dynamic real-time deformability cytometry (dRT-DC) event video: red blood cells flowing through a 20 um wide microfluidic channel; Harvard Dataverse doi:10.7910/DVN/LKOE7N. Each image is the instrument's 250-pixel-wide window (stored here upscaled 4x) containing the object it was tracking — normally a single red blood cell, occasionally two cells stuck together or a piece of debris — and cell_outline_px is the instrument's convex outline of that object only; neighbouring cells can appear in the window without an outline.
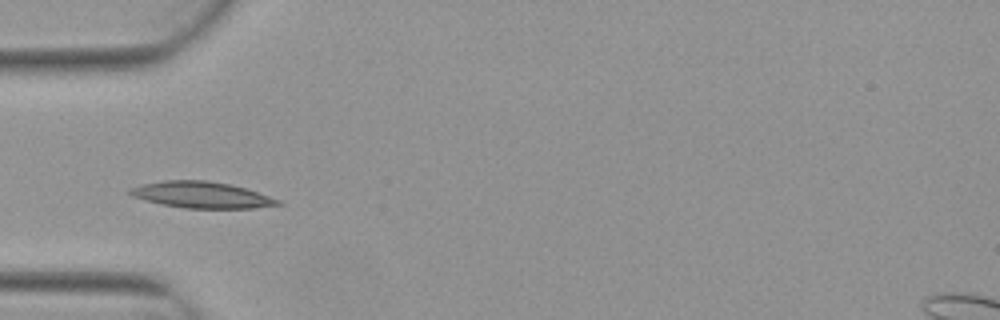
{"species": "Egyptian fruit bat (a non-hibernating species)", "species_latin": "Rousettus aegyptiacus", "temperature_condition": "warm", "stored_images_in_passage": 7, "camera_frame_rate_fps": 3000, "um_per_image_px": 0.085, "animal": {"sex": "female"}, "frame": {"image": 1, "passage_image": 4, "time_ms": 1.0, "image_size_px": [1000, 320], "cell_outline_px": [[284, 204], [252, 208], [184, 208], [144, 200], [132, 196], [128, 192], [128, 188], [140, 184], [164, 180], [208, 180], [228, 184], [244, 188], [280, 200]], "centroid_in_image_um": [17.08, 16.56], "position_along_channel_um": 67.9, "area_um2": 22.54}}
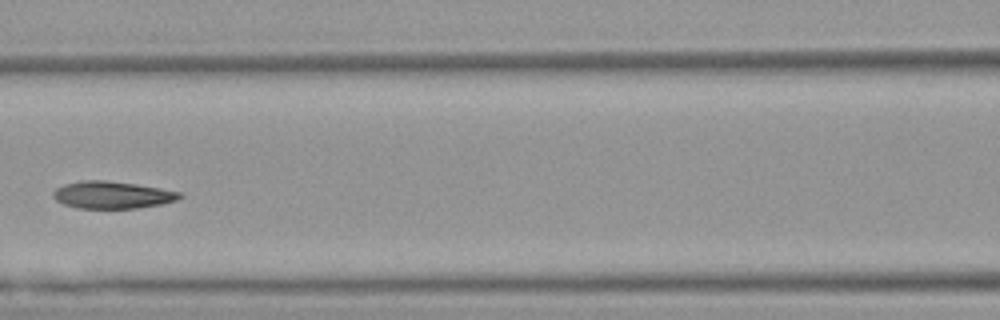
{"frame": {"image": 2, "passage_image": 6, "time_ms": 1.667, "image_size_px": [1000, 320], "cell_outline_px": [[184, 196], [176, 200], [160, 204], [136, 208], [76, 208], [64, 204], [56, 200], [52, 196], [52, 192], [56, 188], [64, 184], [80, 180], [104, 180], [136, 184], [160, 188], [180, 192]], "centroid_in_image_um": [9.51, 16.56], "position_along_channel_um": 157.1, "area_um2": 20.06}}
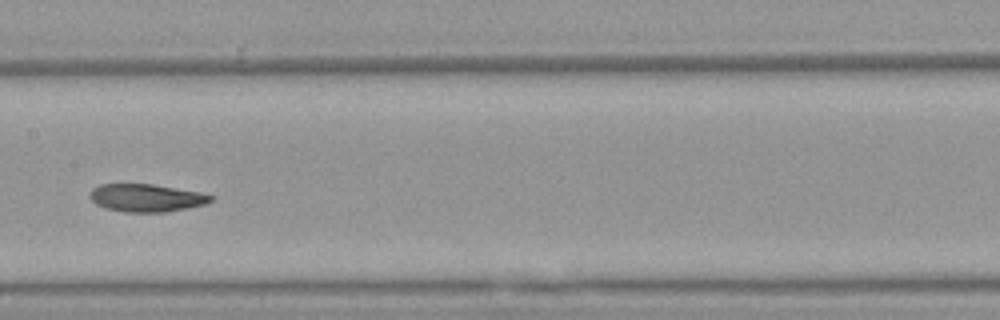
{"frame": {"image": 3, "passage_image": 7, "time_ms": 2.0, "image_size_px": [1000, 320], "cell_outline_px": [[216, 196], [212, 200], [204, 204], [188, 208], [168, 212], [124, 212], [104, 208], [96, 204], [88, 196], [92, 188], [100, 184], [152, 184], [200, 192]], "centroid_in_image_um": [12.43, 16.82], "position_along_channel_um": 195.0, "area_um2": 19.71}}